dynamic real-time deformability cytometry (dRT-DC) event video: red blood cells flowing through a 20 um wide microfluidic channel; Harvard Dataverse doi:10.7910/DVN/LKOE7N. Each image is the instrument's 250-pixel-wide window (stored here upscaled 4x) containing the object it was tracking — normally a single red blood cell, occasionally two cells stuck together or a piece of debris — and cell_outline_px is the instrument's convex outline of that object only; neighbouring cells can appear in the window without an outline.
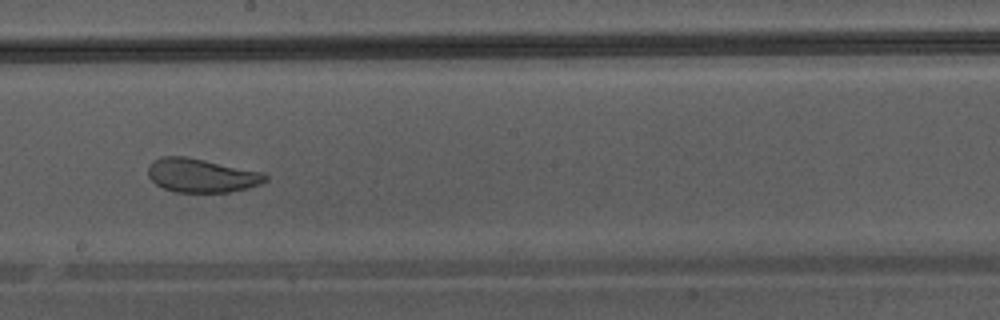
{"species": "Egyptian fruit bat (a non-hibernating species)", "species_latin": "Rousettus aegyptiacus", "temperature_condition": "warm", "stored_images_in_passage": 45, "camera_frame_rate_fps": 3000, "um_per_image_px": 0.085, "animal": {"sex": "male"}, "frame": {"image": 1, "passage_image": 26, "time_ms": 8.333, "image_size_px": [1000, 320], "cell_outline_px": [[268, 180], [260, 184], [248, 188], [228, 192], [176, 192], [164, 188], [156, 184], [148, 176], [148, 168], [152, 160], [160, 156], [188, 156], [264, 172], [268, 176]], "centroid_in_image_um": [17.14, 14.9], "position_along_channel_um": 231.1, "area_um2": 23.35}}
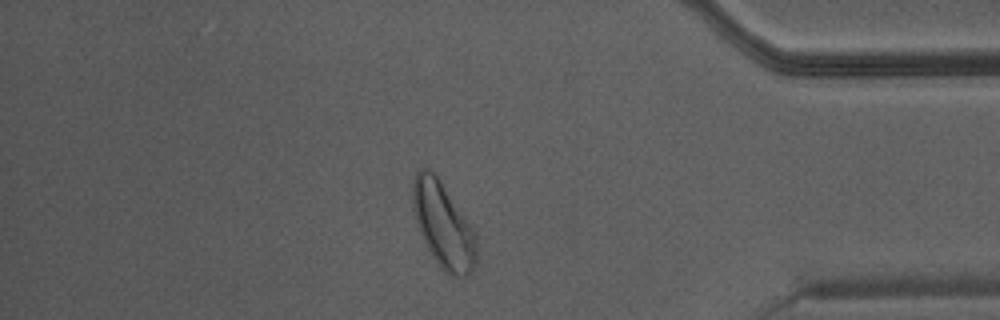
{"frame": {"image": 2, "passage_image": 39, "time_ms": 12.667, "image_size_px": [1000, 320], "cell_outline_px": [[476, 264], [472, 272], [468, 276], [452, 276], [432, 256], [416, 224], [412, 208], [412, 180], [416, 172], [420, 168], [428, 168], [440, 180], [468, 220], [476, 232]], "centroid_in_image_um": [37.67, 19.1], "position_along_channel_um": 397.5, "area_um2": 31.67}}